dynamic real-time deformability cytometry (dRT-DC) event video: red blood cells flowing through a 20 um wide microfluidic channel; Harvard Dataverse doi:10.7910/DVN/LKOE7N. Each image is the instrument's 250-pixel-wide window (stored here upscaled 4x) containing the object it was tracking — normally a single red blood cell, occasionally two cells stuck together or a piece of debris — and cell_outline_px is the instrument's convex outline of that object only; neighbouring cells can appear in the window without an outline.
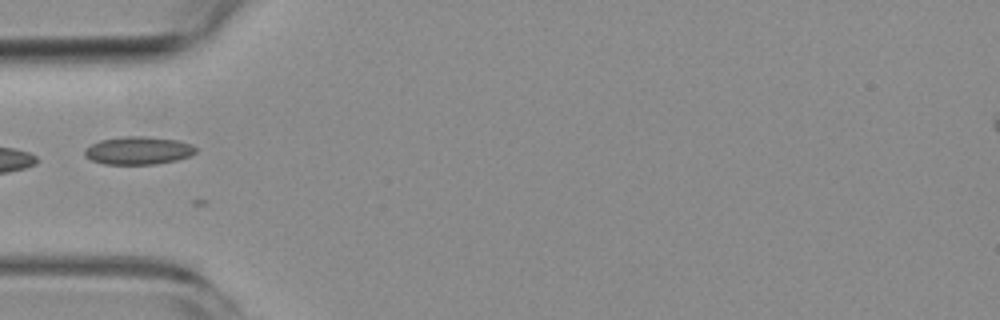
{"species": "common noctule bat (a hibernating species)", "species_latin": "Nyctalus noctula", "temperature_condition": "room temperature", "stored_images_in_passage": 5, "camera_frame_rate_fps": 3000, "um_per_image_px": 0.085, "animal": {"sex": "female", "body_mass_g": 19.3, "forearm_length_mm": 54.1}, "frame": {"image": 1, "passage_image": 2, "time_ms": 1.333, "image_size_px": [1000, 320], "cell_outline_px": [[196, 152], [188, 156], [176, 160], [156, 164], [104, 164], [92, 160], [84, 156], [84, 148], [100, 140], [124, 136], [144, 136], [176, 140], [192, 144], [196, 148]], "centroid_in_image_um": [11.73, 12.79], "position_along_channel_um": 73.3, "area_um2": 18.03}}
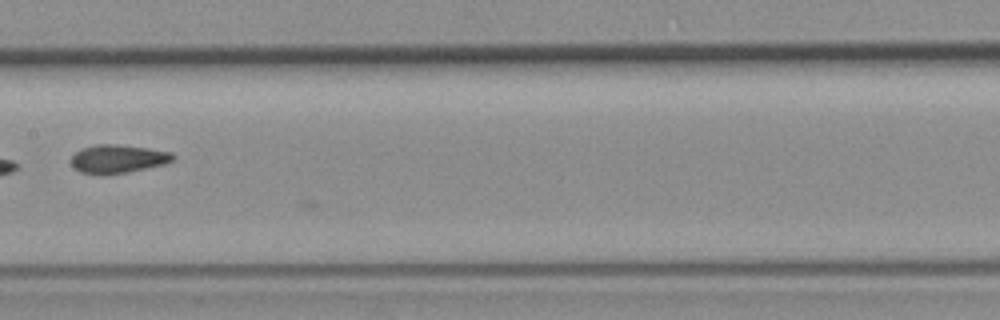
{"frame": {"image": 2, "passage_image": 5, "time_ms": 4.667, "image_size_px": [1000, 320], "cell_outline_px": [[176, 156], [172, 160], [164, 164], [124, 172], [80, 172], [72, 164], [72, 156], [80, 148], [96, 144], [116, 144], [148, 148], [172, 152]], "centroid_in_image_um": [10.05, 13.45], "position_along_channel_um": 197.4, "area_um2": 16.18}}